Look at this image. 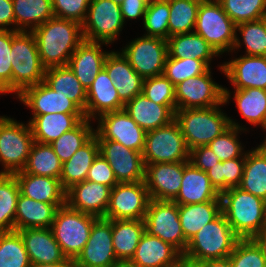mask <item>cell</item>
Segmentation results:
<instances>
[{
	"instance_id": "6da1fadb",
	"label": "cell",
	"mask_w": 266,
	"mask_h": 267,
	"mask_svg": "<svg viewBox=\"0 0 266 267\" xmlns=\"http://www.w3.org/2000/svg\"><path fill=\"white\" fill-rule=\"evenodd\" d=\"M42 65L51 67L67 66L71 55L84 41L82 24L53 17L32 30Z\"/></svg>"
},
{
	"instance_id": "7a4b0ae2",
	"label": "cell",
	"mask_w": 266,
	"mask_h": 267,
	"mask_svg": "<svg viewBox=\"0 0 266 267\" xmlns=\"http://www.w3.org/2000/svg\"><path fill=\"white\" fill-rule=\"evenodd\" d=\"M221 211L240 239H252L266 227V201L242 190L230 188L220 194Z\"/></svg>"
},
{
	"instance_id": "3957f363",
	"label": "cell",
	"mask_w": 266,
	"mask_h": 267,
	"mask_svg": "<svg viewBox=\"0 0 266 267\" xmlns=\"http://www.w3.org/2000/svg\"><path fill=\"white\" fill-rule=\"evenodd\" d=\"M239 240L221 212L190 238L182 254L184 267L193 262L228 258Z\"/></svg>"
},
{
	"instance_id": "277c9868",
	"label": "cell",
	"mask_w": 266,
	"mask_h": 267,
	"mask_svg": "<svg viewBox=\"0 0 266 267\" xmlns=\"http://www.w3.org/2000/svg\"><path fill=\"white\" fill-rule=\"evenodd\" d=\"M12 92L17 96L26 88L43 82L42 65L32 31L11 29Z\"/></svg>"
},
{
	"instance_id": "5b68a950",
	"label": "cell",
	"mask_w": 266,
	"mask_h": 267,
	"mask_svg": "<svg viewBox=\"0 0 266 267\" xmlns=\"http://www.w3.org/2000/svg\"><path fill=\"white\" fill-rule=\"evenodd\" d=\"M219 106L175 111V120L189 150L208 145L230 127V117Z\"/></svg>"
},
{
	"instance_id": "8992f818",
	"label": "cell",
	"mask_w": 266,
	"mask_h": 267,
	"mask_svg": "<svg viewBox=\"0 0 266 267\" xmlns=\"http://www.w3.org/2000/svg\"><path fill=\"white\" fill-rule=\"evenodd\" d=\"M236 31V24L217 0L200 3L194 32L203 37L218 54L241 46Z\"/></svg>"
},
{
	"instance_id": "52a82bcc",
	"label": "cell",
	"mask_w": 266,
	"mask_h": 267,
	"mask_svg": "<svg viewBox=\"0 0 266 267\" xmlns=\"http://www.w3.org/2000/svg\"><path fill=\"white\" fill-rule=\"evenodd\" d=\"M97 219L93 215L71 209L67 204L57 209L50 229L68 260L73 262L81 253Z\"/></svg>"
},
{
	"instance_id": "ba28073f",
	"label": "cell",
	"mask_w": 266,
	"mask_h": 267,
	"mask_svg": "<svg viewBox=\"0 0 266 267\" xmlns=\"http://www.w3.org/2000/svg\"><path fill=\"white\" fill-rule=\"evenodd\" d=\"M34 143L28 123H19L12 118H0V162L4 170L0 174H14L22 171L27 163L30 149Z\"/></svg>"
},
{
	"instance_id": "9c48e42d",
	"label": "cell",
	"mask_w": 266,
	"mask_h": 267,
	"mask_svg": "<svg viewBox=\"0 0 266 267\" xmlns=\"http://www.w3.org/2000/svg\"><path fill=\"white\" fill-rule=\"evenodd\" d=\"M189 153L178 122L146 132L142 152L145 164L172 163L189 161Z\"/></svg>"
},
{
	"instance_id": "30bf717a",
	"label": "cell",
	"mask_w": 266,
	"mask_h": 267,
	"mask_svg": "<svg viewBox=\"0 0 266 267\" xmlns=\"http://www.w3.org/2000/svg\"><path fill=\"white\" fill-rule=\"evenodd\" d=\"M210 70L175 86L176 110L214 107L228 102L230 92L212 80Z\"/></svg>"
},
{
	"instance_id": "8fae6325",
	"label": "cell",
	"mask_w": 266,
	"mask_h": 267,
	"mask_svg": "<svg viewBox=\"0 0 266 267\" xmlns=\"http://www.w3.org/2000/svg\"><path fill=\"white\" fill-rule=\"evenodd\" d=\"M145 232L170 243L181 254L185 252L188 240L185 238L174 201L151 199L143 219Z\"/></svg>"
},
{
	"instance_id": "7c38bea8",
	"label": "cell",
	"mask_w": 266,
	"mask_h": 267,
	"mask_svg": "<svg viewBox=\"0 0 266 267\" xmlns=\"http://www.w3.org/2000/svg\"><path fill=\"white\" fill-rule=\"evenodd\" d=\"M123 25L120 4L112 0H90L82 23L84 40L107 45L116 40Z\"/></svg>"
},
{
	"instance_id": "4fadbf2b",
	"label": "cell",
	"mask_w": 266,
	"mask_h": 267,
	"mask_svg": "<svg viewBox=\"0 0 266 267\" xmlns=\"http://www.w3.org/2000/svg\"><path fill=\"white\" fill-rule=\"evenodd\" d=\"M121 53L140 76L151 78L163 75L168 43L166 39L144 35L132 40Z\"/></svg>"
},
{
	"instance_id": "5bb4252c",
	"label": "cell",
	"mask_w": 266,
	"mask_h": 267,
	"mask_svg": "<svg viewBox=\"0 0 266 267\" xmlns=\"http://www.w3.org/2000/svg\"><path fill=\"white\" fill-rule=\"evenodd\" d=\"M151 198L144 181L117 183L110 192L104 218L143 220Z\"/></svg>"
},
{
	"instance_id": "9a60e30c",
	"label": "cell",
	"mask_w": 266,
	"mask_h": 267,
	"mask_svg": "<svg viewBox=\"0 0 266 267\" xmlns=\"http://www.w3.org/2000/svg\"><path fill=\"white\" fill-rule=\"evenodd\" d=\"M95 130L97 140H113L126 148L143 152L146 131L124 111L107 112L99 116Z\"/></svg>"
},
{
	"instance_id": "2e32d148",
	"label": "cell",
	"mask_w": 266,
	"mask_h": 267,
	"mask_svg": "<svg viewBox=\"0 0 266 267\" xmlns=\"http://www.w3.org/2000/svg\"><path fill=\"white\" fill-rule=\"evenodd\" d=\"M117 258L112 244V220L98 218L81 253L73 261L75 267H112Z\"/></svg>"
},
{
	"instance_id": "e0dca14e",
	"label": "cell",
	"mask_w": 266,
	"mask_h": 267,
	"mask_svg": "<svg viewBox=\"0 0 266 267\" xmlns=\"http://www.w3.org/2000/svg\"><path fill=\"white\" fill-rule=\"evenodd\" d=\"M99 154L114 171L118 183L141 182L145 177L142 152L126 148L113 140H98Z\"/></svg>"
},
{
	"instance_id": "ac0fdd59",
	"label": "cell",
	"mask_w": 266,
	"mask_h": 267,
	"mask_svg": "<svg viewBox=\"0 0 266 267\" xmlns=\"http://www.w3.org/2000/svg\"><path fill=\"white\" fill-rule=\"evenodd\" d=\"M184 162L145 164L144 182L151 199L172 201L181 187Z\"/></svg>"
},
{
	"instance_id": "d6986e66",
	"label": "cell",
	"mask_w": 266,
	"mask_h": 267,
	"mask_svg": "<svg viewBox=\"0 0 266 267\" xmlns=\"http://www.w3.org/2000/svg\"><path fill=\"white\" fill-rule=\"evenodd\" d=\"M18 98L32 109L33 115L67 113L84 114V112L66 96L56 93L44 82L24 89Z\"/></svg>"
},
{
	"instance_id": "ffe728a7",
	"label": "cell",
	"mask_w": 266,
	"mask_h": 267,
	"mask_svg": "<svg viewBox=\"0 0 266 267\" xmlns=\"http://www.w3.org/2000/svg\"><path fill=\"white\" fill-rule=\"evenodd\" d=\"M111 188L85 180L66 191V204L74 210L104 218L110 198Z\"/></svg>"
},
{
	"instance_id": "44dd1931",
	"label": "cell",
	"mask_w": 266,
	"mask_h": 267,
	"mask_svg": "<svg viewBox=\"0 0 266 267\" xmlns=\"http://www.w3.org/2000/svg\"><path fill=\"white\" fill-rule=\"evenodd\" d=\"M131 261L138 267H184L182 254L175 247L146 232Z\"/></svg>"
},
{
	"instance_id": "7402d4cb",
	"label": "cell",
	"mask_w": 266,
	"mask_h": 267,
	"mask_svg": "<svg viewBox=\"0 0 266 267\" xmlns=\"http://www.w3.org/2000/svg\"><path fill=\"white\" fill-rule=\"evenodd\" d=\"M235 90L262 88L266 90V56H248L231 60L220 66Z\"/></svg>"
},
{
	"instance_id": "603a6c76",
	"label": "cell",
	"mask_w": 266,
	"mask_h": 267,
	"mask_svg": "<svg viewBox=\"0 0 266 267\" xmlns=\"http://www.w3.org/2000/svg\"><path fill=\"white\" fill-rule=\"evenodd\" d=\"M31 264L73 263L62 252L50 228L18 230Z\"/></svg>"
},
{
	"instance_id": "cb8c5ba5",
	"label": "cell",
	"mask_w": 266,
	"mask_h": 267,
	"mask_svg": "<svg viewBox=\"0 0 266 267\" xmlns=\"http://www.w3.org/2000/svg\"><path fill=\"white\" fill-rule=\"evenodd\" d=\"M146 132L169 124L175 119L176 105H160L142 93L124 104L123 109Z\"/></svg>"
},
{
	"instance_id": "d4e9b609",
	"label": "cell",
	"mask_w": 266,
	"mask_h": 267,
	"mask_svg": "<svg viewBox=\"0 0 266 267\" xmlns=\"http://www.w3.org/2000/svg\"><path fill=\"white\" fill-rule=\"evenodd\" d=\"M103 68L113 81L119 98L124 103L142 93L144 78L130 66L122 53L109 52Z\"/></svg>"
},
{
	"instance_id": "484cf974",
	"label": "cell",
	"mask_w": 266,
	"mask_h": 267,
	"mask_svg": "<svg viewBox=\"0 0 266 267\" xmlns=\"http://www.w3.org/2000/svg\"><path fill=\"white\" fill-rule=\"evenodd\" d=\"M124 104L119 98L113 81L109 78L106 70L102 68L87 90L85 118L91 120L97 114L100 116L107 112L123 110Z\"/></svg>"
},
{
	"instance_id": "4316f807",
	"label": "cell",
	"mask_w": 266,
	"mask_h": 267,
	"mask_svg": "<svg viewBox=\"0 0 266 267\" xmlns=\"http://www.w3.org/2000/svg\"><path fill=\"white\" fill-rule=\"evenodd\" d=\"M212 200H221V198L211 185L207 172L195 168L189 161H184L181 187L172 201L178 205H188Z\"/></svg>"
},
{
	"instance_id": "83f0119b",
	"label": "cell",
	"mask_w": 266,
	"mask_h": 267,
	"mask_svg": "<svg viewBox=\"0 0 266 267\" xmlns=\"http://www.w3.org/2000/svg\"><path fill=\"white\" fill-rule=\"evenodd\" d=\"M109 52H102L101 42L84 40L71 55L68 66L87 91L104 66Z\"/></svg>"
},
{
	"instance_id": "f1b7e54d",
	"label": "cell",
	"mask_w": 266,
	"mask_h": 267,
	"mask_svg": "<svg viewBox=\"0 0 266 267\" xmlns=\"http://www.w3.org/2000/svg\"><path fill=\"white\" fill-rule=\"evenodd\" d=\"M20 193L36 201L50 204H66V191L60 179L32 175L19 171L14 173Z\"/></svg>"
},
{
	"instance_id": "f546056e",
	"label": "cell",
	"mask_w": 266,
	"mask_h": 267,
	"mask_svg": "<svg viewBox=\"0 0 266 267\" xmlns=\"http://www.w3.org/2000/svg\"><path fill=\"white\" fill-rule=\"evenodd\" d=\"M64 205L36 201L20 193L16 205L14 230L50 228L57 209Z\"/></svg>"
},
{
	"instance_id": "4dcf8cb0",
	"label": "cell",
	"mask_w": 266,
	"mask_h": 267,
	"mask_svg": "<svg viewBox=\"0 0 266 267\" xmlns=\"http://www.w3.org/2000/svg\"><path fill=\"white\" fill-rule=\"evenodd\" d=\"M84 114L55 113L44 115H33L29 121L34 141L43 144H51L66 131L73 129Z\"/></svg>"
},
{
	"instance_id": "1f68e13d",
	"label": "cell",
	"mask_w": 266,
	"mask_h": 267,
	"mask_svg": "<svg viewBox=\"0 0 266 267\" xmlns=\"http://www.w3.org/2000/svg\"><path fill=\"white\" fill-rule=\"evenodd\" d=\"M98 154L99 142L94 135L84 146L79 148L68 161L63 163L60 183L65 191L73 185L86 180L93 160Z\"/></svg>"
},
{
	"instance_id": "d6a6232c",
	"label": "cell",
	"mask_w": 266,
	"mask_h": 267,
	"mask_svg": "<svg viewBox=\"0 0 266 267\" xmlns=\"http://www.w3.org/2000/svg\"><path fill=\"white\" fill-rule=\"evenodd\" d=\"M43 82L56 93L74 102L85 115L87 91L68 65L47 68Z\"/></svg>"
},
{
	"instance_id": "836d02e7",
	"label": "cell",
	"mask_w": 266,
	"mask_h": 267,
	"mask_svg": "<svg viewBox=\"0 0 266 267\" xmlns=\"http://www.w3.org/2000/svg\"><path fill=\"white\" fill-rule=\"evenodd\" d=\"M167 43L170 57L202 60L209 68L212 57L219 55L203 37L193 30L190 33L171 36L167 39Z\"/></svg>"
},
{
	"instance_id": "e575fe53",
	"label": "cell",
	"mask_w": 266,
	"mask_h": 267,
	"mask_svg": "<svg viewBox=\"0 0 266 267\" xmlns=\"http://www.w3.org/2000/svg\"><path fill=\"white\" fill-rule=\"evenodd\" d=\"M239 188L266 201V146L263 143L246 153Z\"/></svg>"
},
{
	"instance_id": "d590c367",
	"label": "cell",
	"mask_w": 266,
	"mask_h": 267,
	"mask_svg": "<svg viewBox=\"0 0 266 267\" xmlns=\"http://www.w3.org/2000/svg\"><path fill=\"white\" fill-rule=\"evenodd\" d=\"M144 232L143 220H112V244L117 260H131Z\"/></svg>"
},
{
	"instance_id": "8d00e7d4",
	"label": "cell",
	"mask_w": 266,
	"mask_h": 267,
	"mask_svg": "<svg viewBox=\"0 0 266 267\" xmlns=\"http://www.w3.org/2000/svg\"><path fill=\"white\" fill-rule=\"evenodd\" d=\"M221 200L178 205L179 219L185 238L189 241L201 228L221 213Z\"/></svg>"
},
{
	"instance_id": "74e56055",
	"label": "cell",
	"mask_w": 266,
	"mask_h": 267,
	"mask_svg": "<svg viewBox=\"0 0 266 267\" xmlns=\"http://www.w3.org/2000/svg\"><path fill=\"white\" fill-rule=\"evenodd\" d=\"M16 31H30L55 17L52 0H12Z\"/></svg>"
},
{
	"instance_id": "f35d334b",
	"label": "cell",
	"mask_w": 266,
	"mask_h": 267,
	"mask_svg": "<svg viewBox=\"0 0 266 267\" xmlns=\"http://www.w3.org/2000/svg\"><path fill=\"white\" fill-rule=\"evenodd\" d=\"M63 163L50 144L34 141L31 146L24 173L60 179Z\"/></svg>"
},
{
	"instance_id": "ab89813d",
	"label": "cell",
	"mask_w": 266,
	"mask_h": 267,
	"mask_svg": "<svg viewBox=\"0 0 266 267\" xmlns=\"http://www.w3.org/2000/svg\"><path fill=\"white\" fill-rule=\"evenodd\" d=\"M234 98L241 115L252 125L266 130V90L247 88L235 90Z\"/></svg>"
},
{
	"instance_id": "60d3db41",
	"label": "cell",
	"mask_w": 266,
	"mask_h": 267,
	"mask_svg": "<svg viewBox=\"0 0 266 267\" xmlns=\"http://www.w3.org/2000/svg\"><path fill=\"white\" fill-rule=\"evenodd\" d=\"M89 119L81 120L73 129L66 131L50 145L62 163L68 161L95 134Z\"/></svg>"
},
{
	"instance_id": "b9f144b4",
	"label": "cell",
	"mask_w": 266,
	"mask_h": 267,
	"mask_svg": "<svg viewBox=\"0 0 266 267\" xmlns=\"http://www.w3.org/2000/svg\"><path fill=\"white\" fill-rule=\"evenodd\" d=\"M20 187L14 174H0V231H13Z\"/></svg>"
},
{
	"instance_id": "7bdbcfd3",
	"label": "cell",
	"mask_w": 266,
	"mask_h": 267,
	"mask_svg": "<svg viewBox=\"0 0 266 267\" xmlns=\"http://www.w3.org/2000/svg\"><path fill=\"white\" fill-rule=\"evenodd\" d=\"M199 5L193 0L169 1V37L190 33L195 28Z\"/></svg>"
},
{
	"instance_id": "ee69618b",
	"label": "cell",
	"mask_w": 266,
	"mask_h": 267,
	"mask_svg": "<svg viewBox=\"0 0 266 267\" xmlns=\"http://www.w3.org/2000/svg\"><path fill=\"white\" fill-rule=\"evenodd\" d=\"M28 253L20 233L0 231V267H30Z\"/></svg>"
},
{
	"instance_id": "f6af8a7d",
	"label": "cell",
	"mask_w": 266,
	"mask_h": 267,
	"mask_svg": "<svg viewBox=\"0 0 266 267\" xmlns=\"http://www.w3.org/2000/svg\"><path fill=\"white\" fill-rule=\"evenodd\" d=\"M236 24L259 20L266 14V0H217Z\"/></svg>"
},
{
	"instance_id": "bcb514c9",
	"label": "cell",
	"mask_w": 266,
	"mask_h": 267,
	"mask_svg": "<svg viewBox=\"0 0 266 267\" xmlns=\"http://www.w3.org/2000/svg\"><path fill=\"white\" fill-rule=\"evenodd\" d=\"M169 1H151L143 17L145 36L169 38Z\"/></svg>"
},
{
	"instance_id": "7dc6e473",
	"label": "cell",
	"mask_w": 266,
	"mask_h": 267,
	"mask_svg": "<svg viewBox=\"0 0 266 267\" xmlns=\"http://www.w3.org/2000/svg\"><path fill=\"white\" fill-rule=\"evenodd\" d=\"M240 127L238 123L230 119V127L208 144L220 161L240 158L244 154L237 134L246 128Z\"/></svg>"
},
{
	"instance_id": "c3c4849f",
	"label": "cell",
	"mask_w": 266,
	"mask_h": 267,
	"mask_svg": "<svg viewBox=\"0 0 266 267\" xmlns=\"http://www.w3.org/2000/svg\"><path fill=\"white\" fill-rule=\"evenodd\" d=\"M208 69L209 67L202 60L192 58L178 59L168 55L163 75L176 86L190 77L205 73Z\"/></svg>"
},
{
	"instance_id": "681fc988",
	"label": "cell",
	"mask_w": 266,
	"mask_h": 267,
	"mask_svg": "<svg viewBox=\"0 0 266 267\" xmlns=\"http://www.w3.org/2000/svg\"><path fill=\"white\" fill-rule=\"evenodd\" d=\"M242 35L248 56H266V26L263 19L236 25Z\"/></svg>"
},
{
	"instance_id": "f907efd6",
	"label": "cell",
	"mask_w": 266,
	"mask_h": 267,
	"mask_svg": "<svg viewBox=\"0 0 266 267\" xmlns=\"http://www.w3.org/2000/svg\"><path fill=\"white\" fill-rule=\"evenodd\" d=\"M228 258L233 267H266V258L252 239H240Z\"/></svg>"
},
{
	"instance_id": "816d5d0a",
	"label": "cell",
	"mask_w": 266,
	"mask_h": 267,
	"mask_svg": "<svg viewBox=\"0 0 266 267\" xmlns=\"http://www.w3.org/2000/svg\"><path fill=\"white\" fill-rule=\"evenodd\" d=\"M142 94L160 105H176L175 85L164 75L144 79Z\"/></svg>"
},
{
	"instance_id": "f5cc1de1",
	"label": "cell",
	"mask_w": 266,
	"mask_h": 267,
	"mask_svg": "<svg viewBox=\"0 0 266 267\" xmlns=\"http://www.w3.org/2000/svg\"><path fill=\"white\" fill-rule=\"evenodd\" d=\"M11 30H0V94L12 93Z\"/></svg>"
},
{
	"instance_id": "db71d44e",
	"label": "cell",
	"mask_w": 266,
	"mask_h": 267,
	"mask_svg": "<svg viewBox=\"0 0 266 267\" xmlns=\"http://www.w3.org/2000/svg\"><path fill=\"white\" fill-rule=\"evenodd\" d=\"M90 0H52L55 17L83 23Z\"/></svg>"
},
{
	"instance_id": "11a10c76",
	"label": "cell",
	"mask_w": 266,
	"mask_h": 267,
	"mask_svg": "<svg viewBox=\"0 0 266 267\" xmlns=\"http://www.w3.org/2000/svg\"><path fill=\"white\" fill-rule=\"evenodd\" d=\"M246 153L240 158L223 161L222 167V192L239 187L245 164Z\"/></svg>"
},
{
	"instance_id": "9f6ffc18",
	"label": "cell",
	"mask_w": 266,
	"mask_h": 267,
	"mask_svg": "<svg viewBox=\"0 0 266 267\" xmlns=\"http://www.w3.org/2000/svg\"><path fill=\"white\" fill-rule=\"evenodd\" d=\"M86 180L106 185L111 189L118 183L114 171L100 154L93 160Z\"/></svg>"
},
{
	"instance_id": "6f0895ef",
	"label": "cell",
	"mask_w": 266,
	"mask_h": 267,
	"mask_svg": "<svg viewBox=\"0 0 266 267\" xmlns=\"http://www.w3.org/2000/svg\"><path fill=\"white\" fill-rule=\"evenodd\" d=\"M189 162L195 168L207 172L214 165L218 164L220 160L208 145H201L190 150Z\"/></svg>"
},
{
	"instance_id": "680465c9",
	"label": "cell",
	"mask_w": 266,
	"mask_h": 267,
	"mask_svg": "<svg viewBox=\"0 0 266 267\" xmlns=\"http://www.w3.org/2000/svg\"><path fill=\"white\" fill-rule=\"evenodd\" d=\"M148 3L147 0H123L120 4L123 20L144 17Z\"/></svg>"
},
{
	"instance_id": "91938a15",
	"label": "cell",
	"mask_w": 266,
	"mask_h": 267,
	"mask_svg": "<svg viewBox=\"0 0 266 267\" xmlns=\"http://www.w3.org/2000/svg\"><path fill=\"white\" fill-rule=\"evenodd\" d=\"M15 24L12 0H0V30H8L11 24Z\"/></svg>"
},
{
	"instance_id": "94428289",
	"label": "cell",
	"mask_w": 266,
	"mask_h": 267,
	"mask_svg": "<svg viewBox=\"0 0 266 267\" xmlns=\"http://www.w3.org/2000/svg\"><path fill=\"white\" fill-rule=\"evenodd\" d=\"M222 167L223 161H220L218 164L214 165L207 171V175L210 179L211 185L216 189V191L222 193Z\"/></svg>"
},
{
	"instance_id": "6125c7cd",
	"label": "cell",
	"mask_w": 266,
	"mask_h": 267,
	"mask_svg": "<svg viewBox=\"0 0 266 267\" xmlns=\"http://www.w3.org/2000/svg\"><path fill=\"white\" fill-rule=\"evenodd\" d=\"M189 267H233L229 258L193 262Z\"/></svg>"
},
{
	"instance_id": "be15d7a7",
	"label": "cell",
	"mask_w": 266,
	"mask_h": 267,
	"mask_svg": "<svg viewBox=\"0 0 266 267\" xmlns=\"http://www.w3.org/2000/svg\"><path fill=\"white\" fill-rule=\"evenodd\" d=\"M252 240L261 249L263 256L266 258V227L256 234Z\"/></svg>"
},
{
	"instance_id": "e7e4bbea",
	"label": "cell",
	"mask_w": 266,
	"mask_h": 267,
	"mask_svg": "<svg viewBox=\"0 0 266 267\" xmlns=\"http://www.w3.org/2000/svg\"><path fill=\"white\" fill-rule=\"evenodd\" d=\"M73 263L31 264L30 267H72Z\"/></svg>"
},
{
	"instance_id": "03108f58",
	"label": "cell",
	"mask_w": 266,
	"mask_h": 267,
	"mask_svg": "<svg viewBox=\"0 0 266 267\" xmlns=\"http://www.w3.org/2000/svg\"><path fill=\"white\" fill-rule=\"evenodd\" d=\"M112 267H138L131 260H118Z\"/></svg>"
},
{
	"instance_id": "003e7915",
	"label": "cell",
	"mask_w": 266,
	"mask_h": 267,
	"mask_svg": "<svg viewBox=\"0 0 266 267\" xmlns=\"http://www.w3.org/2000/svg\"><path fill=\"white\" fill-rule=\"evenodd\" d=\"M193 1H196V2H199V3H205V2H208V1H211V0H193Z\"/></svg>"
},
{
	"instance_id": "a7ac6f4b",
	"label": "cell",
	"mask_w": 266,
	"mask_h": 267,
	"mask_svg": "<svg viewBox=\"0 0 266 267\" xmlns=\"http://www.w3.org/2000/svg\"><path fill=\"white\" fill-rule=\"evenodd\" d=\"M112 1H114L117 4H121L123 0H112Z\"/></svg>"
},
{
	"instance_id": "89a4df30",
	"label": "cell",
	"mask_w": 266,
	"mask_h": 267,
	"mask_svg": "<svg viewBox=\"0 0 266 267\" xmlns=\"http://www.w3.org/2000/svg\"><path fill=\"white\" fill-rule=\"evenodd\" d=\"M263 21H264V24L266 26V14L262 17Z\"/></svg>"
},
{
	"instance_id": "2644e50d",
	"label": "cell",
	"mask_w": 266,
	"mask_h": 267,
	"mask_svg": "<svg viewBox=\"0 0 266 267\" xmlns=\"http://www.w3.org/2000/svg\"><path fill=\"white\" fill-rule=\"evenodd\" d=\"M151 1H170V0H151Z\"/></svg>"
}]
</instances>
